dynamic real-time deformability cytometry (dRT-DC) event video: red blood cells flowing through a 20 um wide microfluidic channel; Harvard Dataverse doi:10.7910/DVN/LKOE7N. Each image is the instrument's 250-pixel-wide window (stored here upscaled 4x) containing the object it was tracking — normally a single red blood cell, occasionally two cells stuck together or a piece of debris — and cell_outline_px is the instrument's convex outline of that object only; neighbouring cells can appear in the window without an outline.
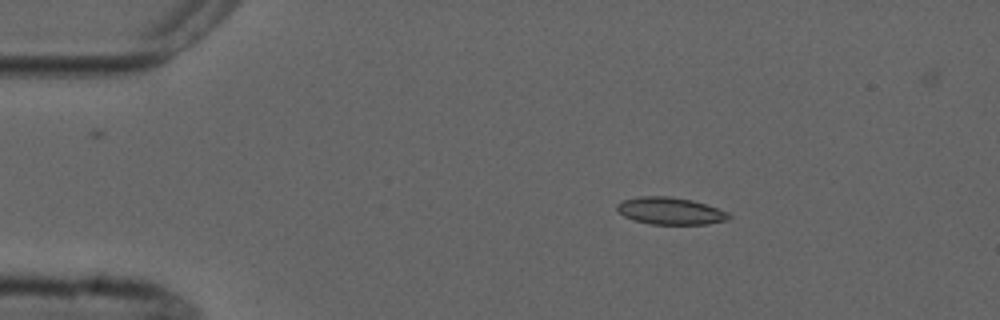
{"species": "common noctule bat (a hibernating species)", "species_latin": "Nyctalus noctula", "temperature_condition": "cold", "stored_images_in_passage": 5, "camera_frame_rate_fps": 3000, "um_per_image_px": 0.085, "animal": {"sex": "male", "forearm_length_mm": 52.5}, "frame": {"image": 1, "passage_image": 3, "time_ms": 3.0, "image_size_px": [1000, 320], "cell_outline_px": [[732, 216], [728, 220], [708, 224], [652, 224], [632, 220], [624, 216], [616, 208], [616, 204], [624, 200], [640, 196], [668, 196], [692, 200], [728, 212]], "centroid_in_image_um": [56.97, 17.93], "position_along_channel_um": 28.0, "area_um2": 17.63}}
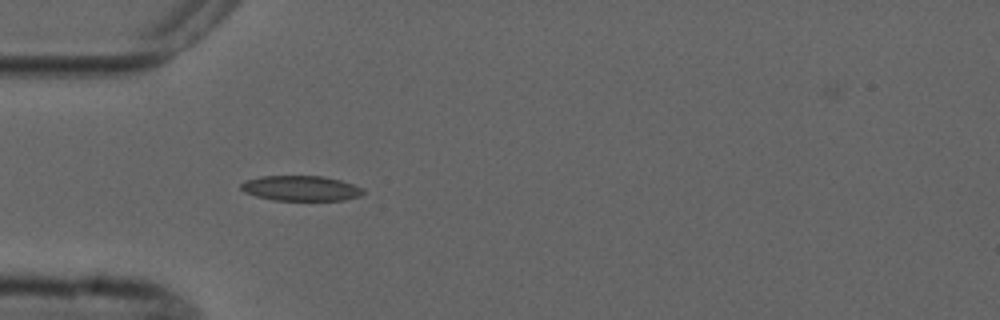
{"frame": {"image": 2, "passage_image": 5, "time_ms": 5.333, "image_size_px": [1000, 320], "cell_outline_px": [[364, 192], [360, 196], [344, 200], [272, 200], [256, 196], [244, 192], [240, 188], [240, 184], [244, 180], [260, 176], [324, 176], [340, 180], [364, 188]], "centroid_in_image_um": [25.55, 16.0], "position_along_channel_um": 59.5, "area_um2": 18.03}}